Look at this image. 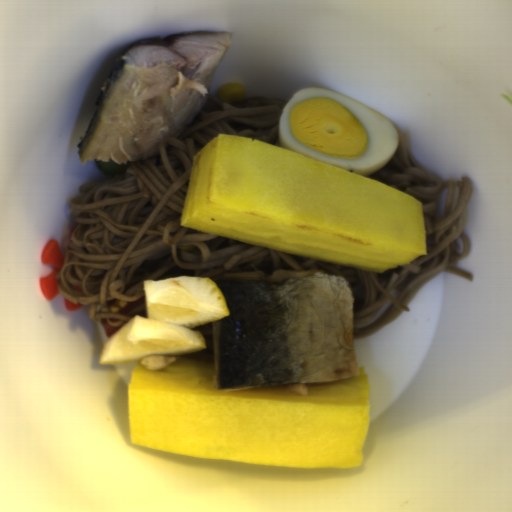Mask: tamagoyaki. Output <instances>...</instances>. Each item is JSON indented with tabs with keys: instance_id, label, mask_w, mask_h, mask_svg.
Segmentation results:
<instances>
[{
	"instance_id": "81b7327e",
	"label": "tamagoyaki",
	"mask_w": 512,
	"mask_h": 512,
	"mask_svg": "<svg viewBox=\"0 0 512 512\" xmlns=\"http://www.w3.org/2000/svg\"><path fill=\"white\" fill-rule=\"evenodd\" d=\"M182 226L385 271L427 255L420 201L254 139L213 137L192 159Z\"/></svg>"
},
{
	"instance_id": "833754b4",
	"label": "tamagoyaki",
	"mask_w": 512,
	"mask_h": 512,
	"mask_svg": "<svg viewBox=\"0 0 512 512\" xmlns=\"http://www.w3.org/2000/svg\"><path fill=\"white\" fill-rule=\"evenodd\" d=\"M131 443L262 465L360 468L369 432L367 375L283 386L213 384V361L136 365L127 385Z\"/></svg>"
}]
</instances>
